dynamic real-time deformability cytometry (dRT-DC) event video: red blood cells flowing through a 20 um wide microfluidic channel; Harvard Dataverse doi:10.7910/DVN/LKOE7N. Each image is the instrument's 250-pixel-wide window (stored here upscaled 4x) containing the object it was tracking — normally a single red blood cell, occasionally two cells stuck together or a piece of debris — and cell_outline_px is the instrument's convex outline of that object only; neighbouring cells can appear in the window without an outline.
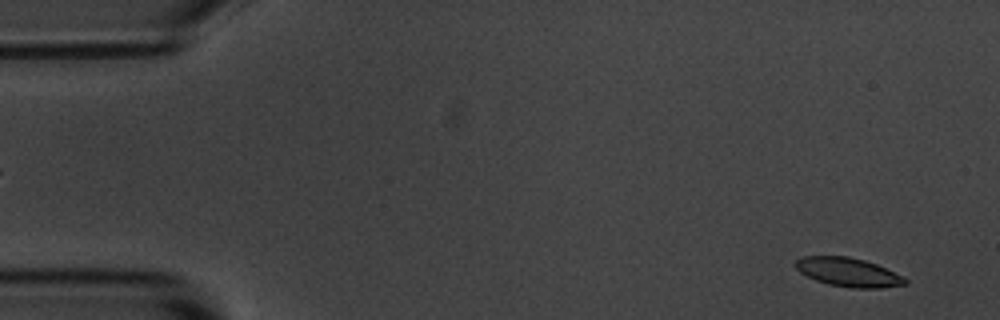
{"species": "common noctule bat (a hibernating species)", "species_latin": "Nyctalus noctula", "temperature_condition": "room temperature", "stored_images_in_passage": 7, "camera_frame_rate_fps": 3000, "um_per_image_px": 0.085, "animal": {"sex": "male", "body_mass_g": 20.1, "forearm_length_mm": 53.5}, "frame": {"image": 1, "passage_image": 1, "time_ms": 0.0, "image_size_px": [1000, 320], "cell_outline_px": [[908, 284], [880, 288], [848, 288], [828, 284], [816, 280], [800, 272], [792, 264], [800, 256], [848, 256], [864, 260], [876, 264], [908, 280]], "centroid_in_image_um": [72.05, 23.13], "position_along_channel_um": 13.0, "area_um2": 18.38}}
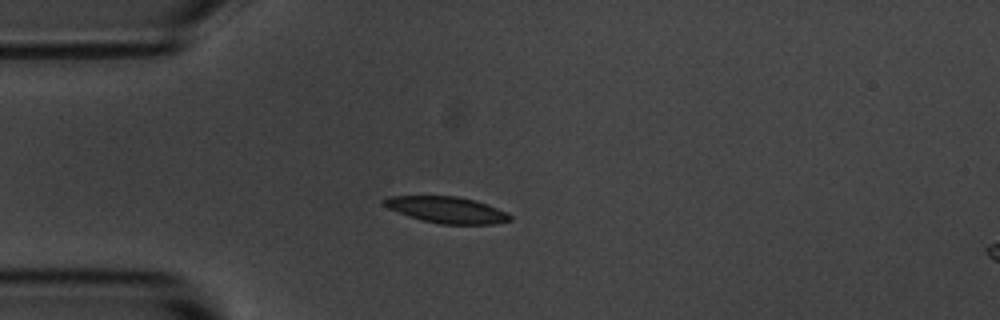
{"frame": {"image": 2, "passage_image": 4, "time_ms": 3.667, "image_size_px": [1000, 320], "cell_outline_px": [[512, 220], [492, 224], [440, 224], [420, 220], [408, 216], [388, 208], [384, 204], [384, 200], [388, 196], [456, 196], [476, 200], [488, 204], [508, 212], [512, 216]], "centroid_in_image_um": [38.02, 17.84], "position_along_channel_um": 47.0, "area_um2": 19.42}}
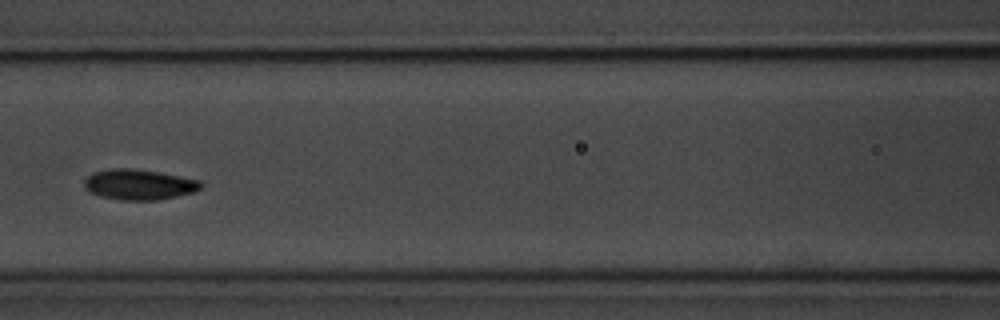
{"frame": {"image": 3, "passage_image": 7, "time_ms": 7.0, "image_size_px": [1000, 320], "cell_outline_px": [[204, 184], [196, 192], [156, 200], [124, 200], [100, 196], [88, 192], [84, 188], [84, 180], [92, 172], [108, 168], [128, 168], [156, 172], [180, 176], [200, 180]], "centroid_in_image_um": [11.79, 15.68], "position_along_channel_um": 154.8, "area_um2": 20.75}}